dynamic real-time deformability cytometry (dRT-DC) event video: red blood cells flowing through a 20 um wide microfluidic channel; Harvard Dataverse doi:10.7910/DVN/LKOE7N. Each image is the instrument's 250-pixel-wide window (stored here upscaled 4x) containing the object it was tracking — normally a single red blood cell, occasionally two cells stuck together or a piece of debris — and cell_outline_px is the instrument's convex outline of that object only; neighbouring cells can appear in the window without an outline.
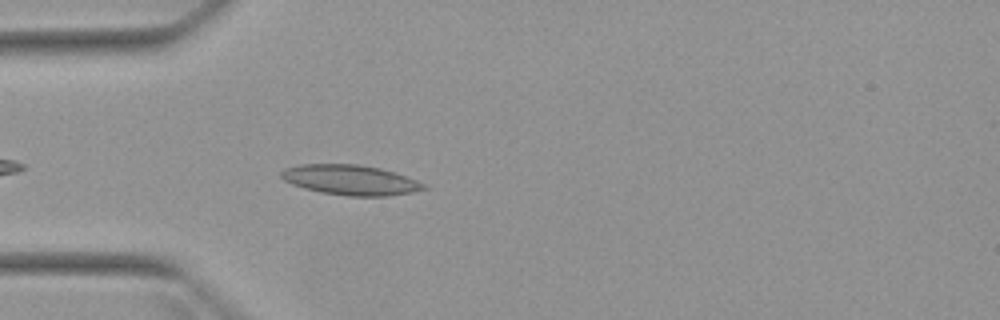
{"species": "Egyptian fruit bat (a non-hibernating species)", "species_latin": "Rousettus aegyptiacus", "temperature_condition": "warm", "stored_images_in_passage": 4, "camera_frame_rate_fps": 3000, "um_per_image_px": 0.085, "animal": {"sex": "female"}, "frame": {"image": 1, "passage_image": 4, "time_ms": 3.333, "image_size_px": [1000, 320], "cell_outline_px": [[428, 188], [412, 192], [388, 196], [348, 196], [320, 192], [304, 188], [292, 184], [284, 180], [280, 176], [280, 172], [284, 168], [300, 164], [356, 164], [380, 168], [428, 184]], "centroid_in_image_um": [29.77, 15.3], "position_along_channel_um": 55.2, "area_um2": 24.97}}